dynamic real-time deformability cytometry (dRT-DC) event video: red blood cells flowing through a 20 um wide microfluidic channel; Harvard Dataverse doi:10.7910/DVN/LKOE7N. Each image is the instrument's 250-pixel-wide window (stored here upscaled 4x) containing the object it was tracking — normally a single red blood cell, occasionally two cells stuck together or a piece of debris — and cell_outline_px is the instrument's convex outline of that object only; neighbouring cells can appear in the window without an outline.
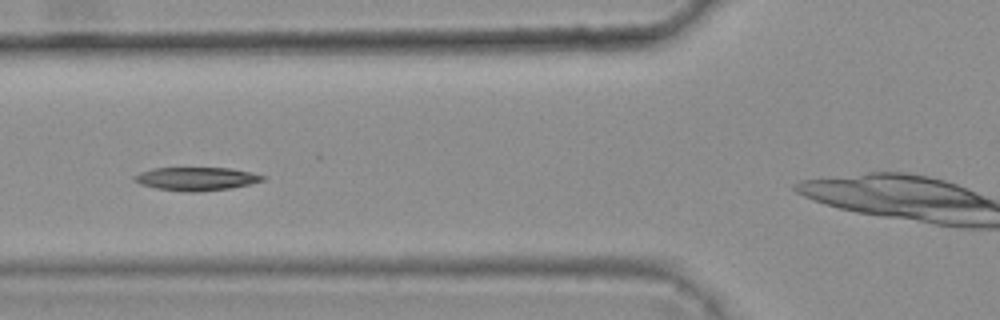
{"species": "common noctule bat (a hibernating species)", "species_latin": "Nyctalus noctula", "temperature_condition": "warm", "stored_images_in_passage": 6, "camera_frame_rate_fps": 3000, "um_per_image_px": 0.085, "animal": {"sex": "female", "body_mass_g": 25.1}, "frame": {"image": 1, "passage_image": 4, "time_ms": 1.0, "image_size_px": [1000, 320], "cell_outline_px": [[268, 176], [264, 180], [232, 188], [196, 192], [184, 192], [156, 188], [140, 184], [132, 180], [132, 176], [140, 172], [152, 168], [228, 168], [252, 172]], "centroid_in_image_um": [16.67, 15.2], "position_along_channel_um": 109.1, "area_um2": 17.57}}
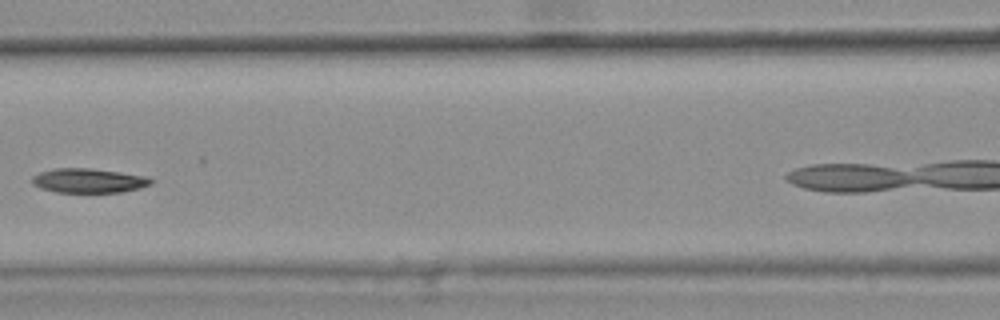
{"frame": {"image": 2, "passage_image": 5, "time_ms": 1.333, "image_size_px": [1000, 320], "cell_outline_px": [[152, 184], [140, 188], [120, 192], [56, 192], [40, 188], [32, 184], [32, 176], [40, 172], [52, 168], [92, 168], [120, 172], [144, 176], [152, 180]], "centroid_in_image_um": [7.49, 15.35], "position_along_channel_um": 159.1, "area_um2": 16.88}}